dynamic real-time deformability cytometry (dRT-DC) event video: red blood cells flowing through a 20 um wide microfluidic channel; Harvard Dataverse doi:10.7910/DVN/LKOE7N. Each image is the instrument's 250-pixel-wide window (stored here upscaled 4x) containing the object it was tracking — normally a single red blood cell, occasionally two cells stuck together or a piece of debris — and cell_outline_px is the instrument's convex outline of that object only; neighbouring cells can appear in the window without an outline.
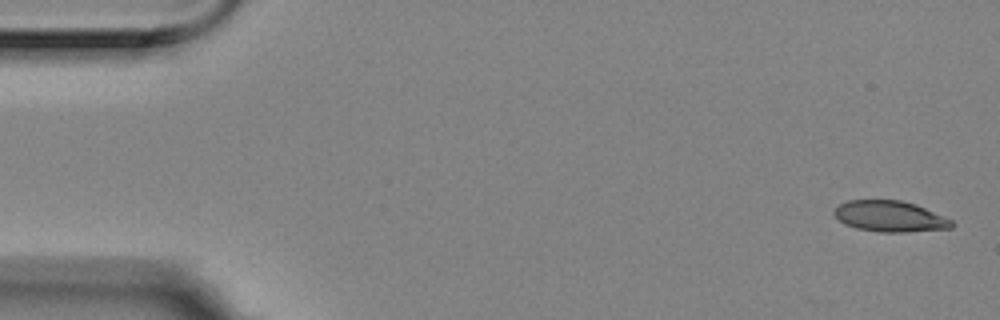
{"species": "Egyptian fruit bat (a non-hibernating species)", "species_latin": "Rousettus aegyptiacus", "temperature_condition": "room temperature", "stored_images_in_passage": 6, "camera_frame_rate_fps": 3000, "um_per_image_px": 0.085, "animal": {"sex": "female"}, "frame": {"image": 1, "passage_image": 1, "time_ms": 0.0, "image_size_px": [1000, 320], "cell_outline_px": [[956, 224], [952, 228], [904, 232], [880, 232], [856, 228], [844, 224], [832, 212], [840, 204], [848, 200], [900, 200], [916, 204], [944, 216], [952, 220]], "centroid_in_image_um": [75.67, 18.39], "position_along_channel_um": 9.3, "area_um2": 21.21}}
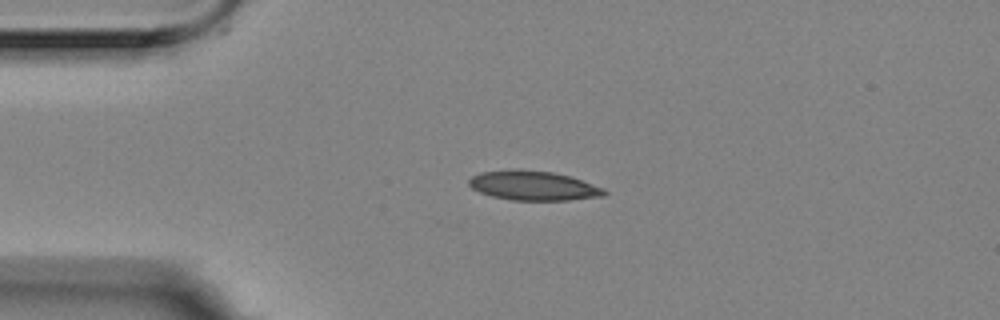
{"frame": {"image": 2, "passage_image": 4, "time_ms": 1.0, "image_size_px": [1000, 320], "cell_outline_px": [[608, 192], [604, 196], [568, 200], [512, 200], [492, 196], [480, 192], [472, 188], [468, 184], [468, 180], [472, 176], [480, 172], [512, 168], [516, 168], [552, 172], [568, 176], [604, 188]], "centroid_in_image_um": [45.3, 15.77], "position_along_channel_um": 39.7, "area_um2": 23.29}}
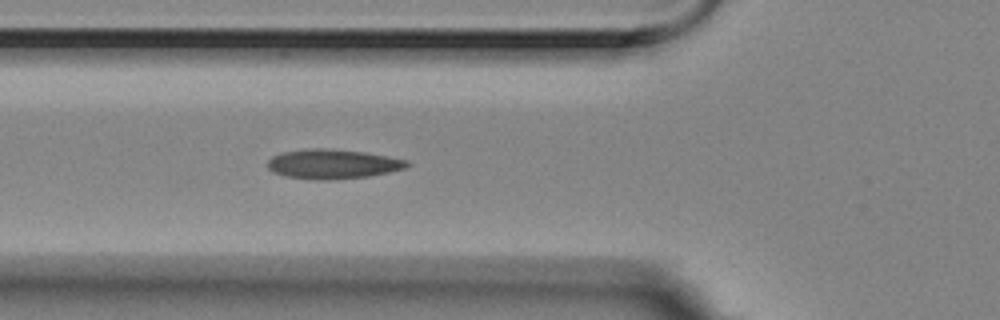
{"frame": {"image": 3, "passage_image": 6, "time_ms": 1.667, "image_size_px": [1000, 320], "cell_outline_px": [[412, 164], [404, 168], [388, 172], [368, 176], [328, 180], [320, 180], [288, 176], [272, 172], [268, 168], [268, 160], [272, 156], [284, 152], [308, 148], [328, 148], [368, 152], [408, 160]], "centroid_in_image_um": [28.31, 13.92], "position_along_channel_um": 97.5, "area_um2": 23.99}}